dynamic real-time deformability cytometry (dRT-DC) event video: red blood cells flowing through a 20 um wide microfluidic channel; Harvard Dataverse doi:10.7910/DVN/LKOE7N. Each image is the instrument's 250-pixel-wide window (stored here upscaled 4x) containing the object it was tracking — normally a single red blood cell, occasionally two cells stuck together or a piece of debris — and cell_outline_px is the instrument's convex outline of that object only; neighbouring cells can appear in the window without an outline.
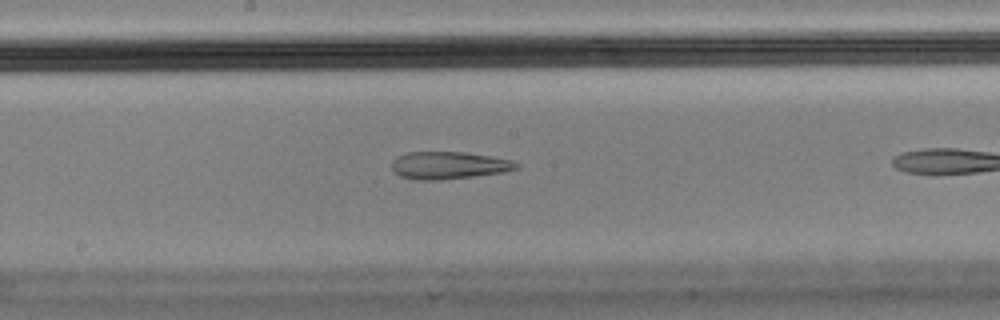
{"species": "Egyptian fruit bat (a non-hibernating species)", "species_latin": "Rousettus aegyptiacus", "temperature_condition": "cold", "stored_images_in_passage": 17, "camera_frame_rate_fps": 3000, "um_per_image_px": 0.085, "animal": {"sex": "male"}, "frame": {"image": 1, "passage_image": 15, "time_ms": 4.667, "image_size_px": [1000, 320], "cell_outline_px": [[520, 168], [504, 172], [472, 176], [436, 180], [416, 180], [400, 176], [392, 168], [392, 160], [396, 156], [408, 152], [464, 152], [512, 160], [520, 164]], "centroid_in_image_um": [38.14, 14.05], "position_along_channel_um": 210.1, "area_um2": 19.83}}